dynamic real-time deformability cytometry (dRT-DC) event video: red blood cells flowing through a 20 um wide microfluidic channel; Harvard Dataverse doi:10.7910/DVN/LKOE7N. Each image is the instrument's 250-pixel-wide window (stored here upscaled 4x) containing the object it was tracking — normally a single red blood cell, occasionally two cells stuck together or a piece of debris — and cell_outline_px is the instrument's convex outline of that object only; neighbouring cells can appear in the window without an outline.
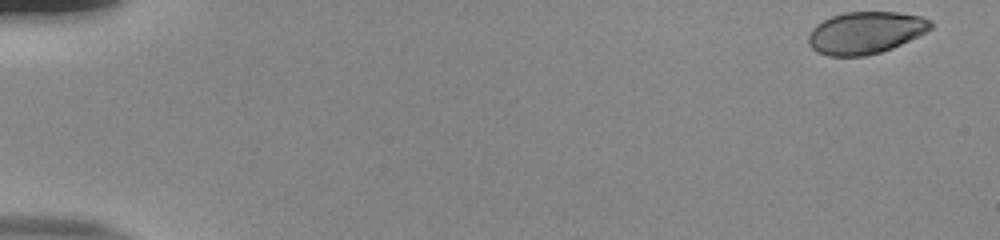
{"species": "human", "species_latin": "Homo sapiens", "temperature_condition": "room temperature", "stored_images_in_passage": 53, "camera_frame_rate_fps": 3000, "um_per_image_px": 0.085, "donor": {"sex": "male"}, "frame": {"image": 1, "passage_image": 1, "time_ms": 0.0, "image_size_px": [1000, 240], "cell_outline_px": [[932, 28], [892, 48], [880, 52], [864, 56], [828, 56], [816, 52], [808, 44], [808, 36], [812, 28], [816, 24], [832, 16], [844, 12], [896, 12], [920, 16], [932, 20]], "centroid_in_image_um": [73.53, 2.78], "position_along_channel_um": 11.5, "area_um2": 29.88}}
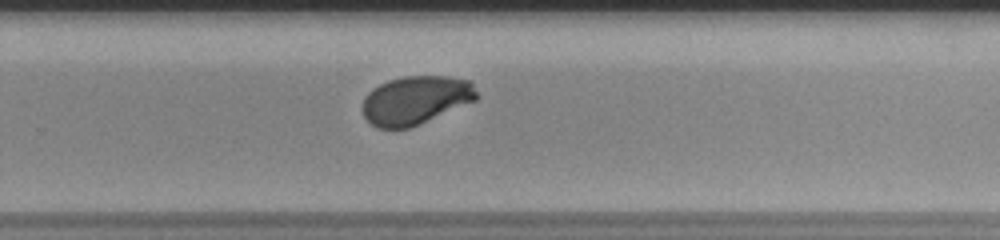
{"frame": {"image": 2, "passage_image": 36, "time_ms": 11.667, "image_size_px": [1000, 240], "cell_outline_px": [[480, 96], [476, 100], [408, 128], [376, 128], [364, 116], [360, 108], [364, 96], [372, 88], [388, 80], [404, 76], [444, 76], [472, 80]], "centroid_in_image_um": [35.32, 8.49], "position_along_channel_um": 294.5, "area_um2": 32.43}}
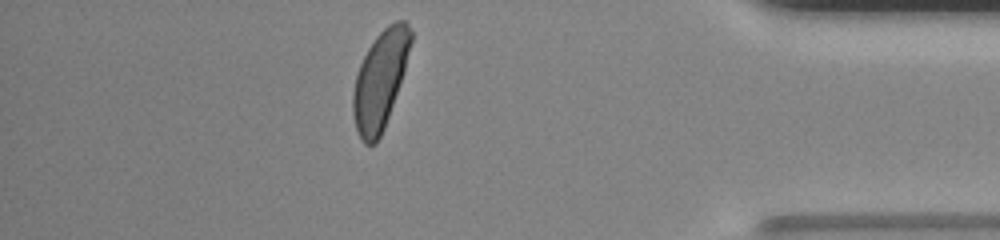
{"frame": {"image": 3, "passage_image": 47, "time_ms": 15.333, "image_size_px": [1000, 240], "cell_outline_px": [[412, 40], [404, 72], [384, 128], [376, 144], [364, 144], [360, 140], [356, 132], [352, 112], [352, 92], [356, 76], [360, 64], [368, 48], [376, 36], [388, 24], [396, 20], [404, 20], [408, 24], [412, 32]], "centroid_in_image_um": [32.29, 6.81], "position_along_channel_um": 402.9, "area_um2": 33.0}, "authors_computed_cell_mechanics": {"area_um2": 32.5992, "velocity_mm_per_s": 3.8223, "shape_relaxation_time_tau1_ms": 3.0586, "shape_relaxation_time_tau2_ms": null, "deformation_change_tau1": 0.1341, "deformation_change_tau2": null}}